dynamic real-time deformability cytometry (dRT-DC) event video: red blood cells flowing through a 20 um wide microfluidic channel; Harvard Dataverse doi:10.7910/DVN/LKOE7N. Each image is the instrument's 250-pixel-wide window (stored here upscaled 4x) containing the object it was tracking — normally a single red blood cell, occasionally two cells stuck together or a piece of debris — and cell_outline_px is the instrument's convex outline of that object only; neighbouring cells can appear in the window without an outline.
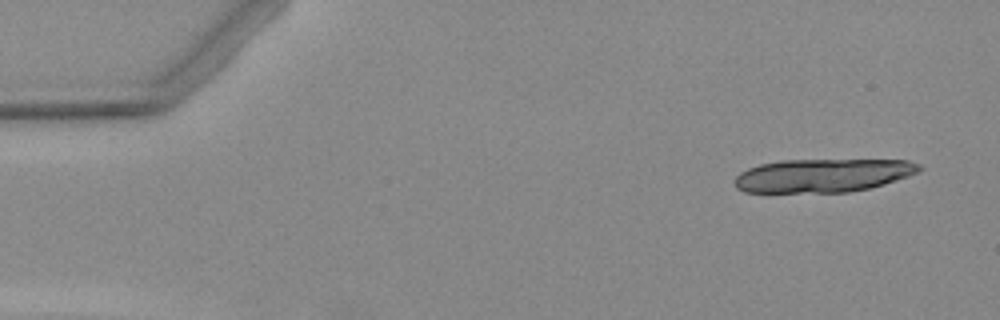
{"species": "Egyptian fruit bat (a non-hibernating species)", "species_latin": "Rousettus aegyptiacus", "temperature_condition": "warm", "stored_images_in_passage": 5, "camera_frame_rate_fps": 3000, "um_per_image_px": 0.085, "animal": {"sex": "female"}, "frame": {"image": 1, "passage_image": 1, "time_ms": 0.0, "image_size_px": [1000, 320], "cell_outline_px": [[924, 168], [908, 176], [884, 184], [868, 188], [848, 192], [744, 192], [736, 188], [732, 180], [740, 172], [748, 168], [760, 164], [780, 160], [908, 160], [920, 164]], "centroid_in_image_um": [69.9, 14.91], "position_along_channel_um": 15.1, "area_um2": 36.01}}